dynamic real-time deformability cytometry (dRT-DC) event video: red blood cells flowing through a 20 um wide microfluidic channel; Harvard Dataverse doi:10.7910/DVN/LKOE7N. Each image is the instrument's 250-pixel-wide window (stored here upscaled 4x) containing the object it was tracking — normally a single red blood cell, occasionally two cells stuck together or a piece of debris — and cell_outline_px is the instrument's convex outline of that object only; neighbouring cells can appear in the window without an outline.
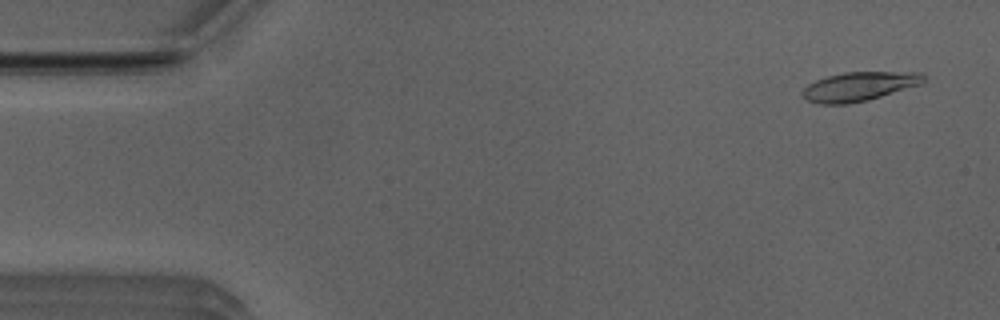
{"species": "Egyptian fruit bat (a non-hibernating species)", "species_latin": "Rousettus aegyptiacus", "temperature_condition": "room temperature", "stored_images_in_passage": 42, "camera_frame_rate_fps": 3000, "um_per_image_px": 0.085, "animal": {"sex": "male"}, "frame": {"image": 1, "passage_image": 3, "time_ms": 0.667, "image_size_px": [1000, 320], "cell_outline_px": [[928, 76], [920, 84], [868, 100], [848, 104], [820, 104], [808, 100], [800, 92], [808, 84], [816, 80], [828, 76], [844, 72], [924, 72]], "centroid_in_image_um": [73.04, 7.34], "position_along_channel_um": 12.0, "area_um2": 20.46}}
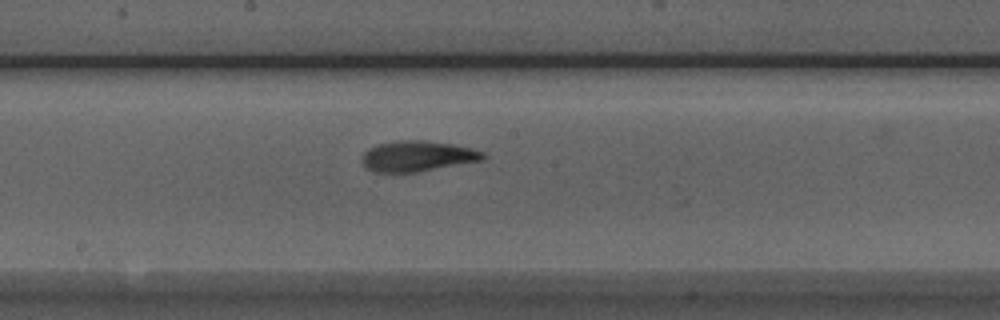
{"frame": {"image": 2, "passage_image": 27, "time_ms": 8.667, "image_size_px": [1000, 320], "cell_outline_px": [[488, 156], [480, 160], [416, 172], [376, 172], [368, 168], [364, 164], [360, 156], [368, 148], [376, 144], [400, 140], [424, 140], [452, 144], [472, 148], [484, 152]], "centroid_in_image_um": [35.46, 13.25], "position_along_channel_um": 212.7, "area_um2": 21.44}}
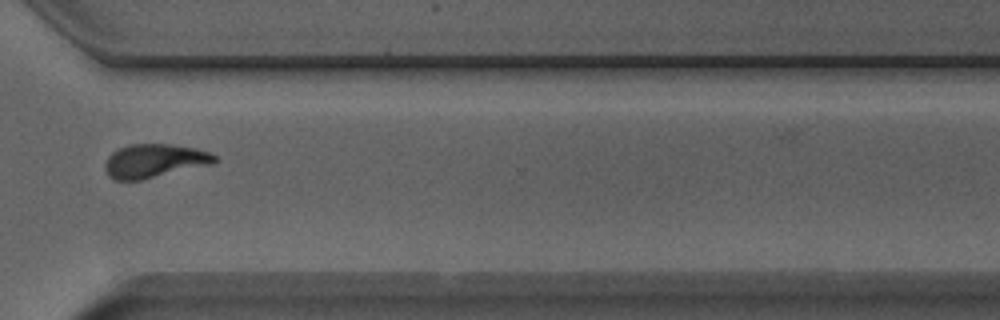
{"frame": {"image": 3, "passage_image": 38, "time_ms": 12.333, "image_size_px": [1000, 320], "cell_outline_px": [[220, 160], [212, 164], [140, 180], [116, 180], [108, 176], [104, 168], [104, 164], [108, 156], [112, 152], [128, 144], [172, 144], [196, 148], [208, 152], [216, 156]], "centroid_in_image_um": [13.12, 13.67], "position_along_channel_um": 357.5, "area_um2": 21.56}}